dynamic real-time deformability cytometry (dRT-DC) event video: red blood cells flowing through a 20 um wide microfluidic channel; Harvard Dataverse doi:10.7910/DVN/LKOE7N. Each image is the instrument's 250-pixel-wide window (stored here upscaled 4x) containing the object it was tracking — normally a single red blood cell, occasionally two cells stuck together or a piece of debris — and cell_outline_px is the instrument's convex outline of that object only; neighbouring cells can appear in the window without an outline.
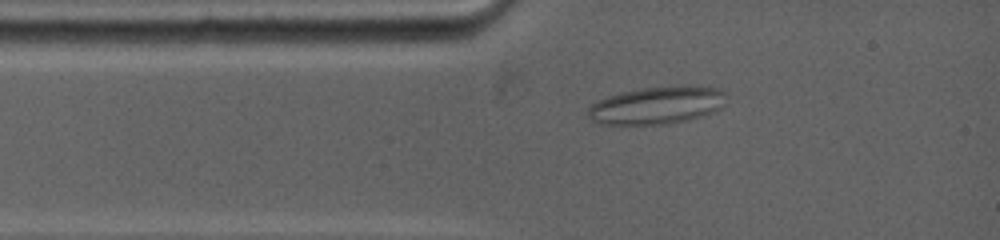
{"species": "common noctule bat (a hibernating species)", "species_latin": "Nyctalus noctula", "temperature_condition": "warm", "stored_images_in_passage": 6, "camera_frame_rate_fps": 5000, "um_per_image_px": 0.085, "animal": {"sex": "female", "body_mass_g": 19.0, "forearm_length_mm": 53.3}, "frame": {"image": 1, "passage_image": 3, "time_ms": 1.2, "image_size_px": [1000, 240], "cell_outline_px": [[728, 96], [720, 108], [716, 112], [704, 116], [688, 120], [668, 124], [600, 124], [592, 120], [588, 116], [588, 108], [592, 104], [608, 96], [640, 88], [696, 84], [720, 88]], "centroid_in_image_um": [55.93, 8.93], "position_along_channel_um": 29.1, "area_um2": 30.69}}
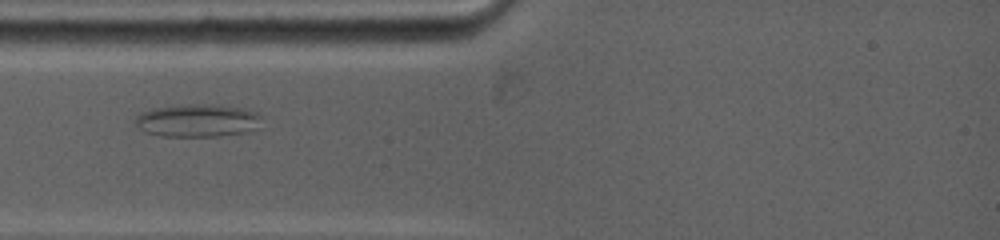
{"frame": {"image": 2, "passage_image": 5, "time_ms": 2.4, "image_size_px": [1000, 240], "cell_outline_px": [[264, 116], [256, 128], [244, 132], [220, 136], [160, 136], [144, 132], [132, 120], [140, 112], [152, 108], [188, 104], [220, 104], [240, 108], [256, 112]], "centroid_in_image_um": [16.76, 10.23], "position_along_channel_um": 68.2, "area_um2": 24.45}}